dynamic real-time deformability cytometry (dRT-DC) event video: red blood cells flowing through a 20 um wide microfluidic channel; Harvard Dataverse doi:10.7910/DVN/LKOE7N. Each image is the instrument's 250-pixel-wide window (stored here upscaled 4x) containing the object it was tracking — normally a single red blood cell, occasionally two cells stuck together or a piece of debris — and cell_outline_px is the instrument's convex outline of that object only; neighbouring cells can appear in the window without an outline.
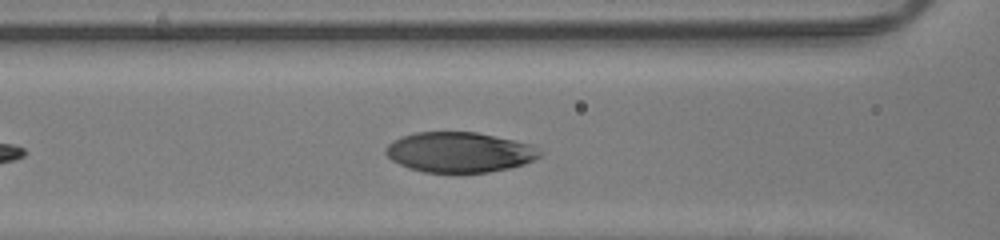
{"species": "human", "species_latin": "Homo sapiens", "temperature_condition": "room temperature", "stored_images_in_passage": 14, "camera_frame_rate_fps": 3000, "um_per_image_px": 0.085, "donor": {"sex": "male"}, "frame": {"image": 1, "passage_image": 7, "time_ms": 2.0, "image_size_px": [1000, 240], "cell_outline_px": [[544, 152], [540, 156], [524, 164], [508, 168], [488, 172], [424, 172], [408, 168], [392, 160], [384, 152], [384, 148], [392, 140], [416, 132], [476, 132], [496, 136], [532, 144]], "centroid_in_image_um": [39.05, 12.93], "position_along_channel_um": 127.5, "area_um2": 36.13}}